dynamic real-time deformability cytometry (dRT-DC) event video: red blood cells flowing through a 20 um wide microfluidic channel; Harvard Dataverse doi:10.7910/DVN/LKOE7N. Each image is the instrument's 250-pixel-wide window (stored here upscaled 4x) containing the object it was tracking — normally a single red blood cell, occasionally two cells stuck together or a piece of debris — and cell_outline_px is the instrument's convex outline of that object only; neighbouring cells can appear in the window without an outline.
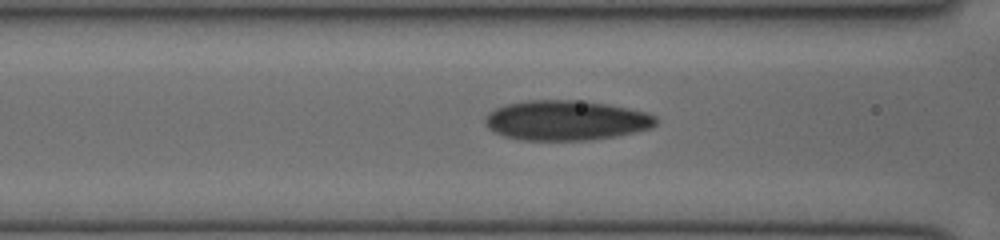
{"species": "human", "species_latin": "Homo sapiens", "temperature_condition": "cold", "stored_images_in_passage": 26, "camera_frame_rate_fps": 3000, "um_per_image_px": 0.085, "donor": {"sex": "female"}, "frame": {"image": 1, "passage_image": 7, "time_ms": 2.0, "image_size_px": [1000, 240], "cell_outline_px": [[656, 124], [652, 128], [616, 136], [584, 140], [524, 140], [504, 136], [492, 132], [484, 124], [484, 120], [488, 112], [504, 104], [528, 100], [576, 100], [608, 104], [628, 108], [644, 112], [656, 116]], "centroid_in_image_um": [48.07, 10.23], "position_along_channel_um": 118.5, "area_um2": 39.82}}
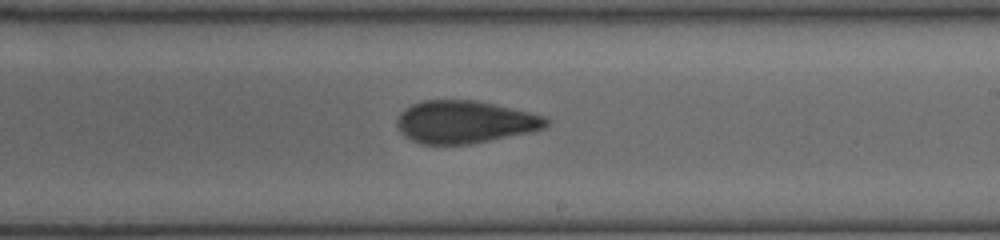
{"frame": {"image": 2, "passage_image": 16, "time_ms": 5.0, "image_size_px": [1000, 240], "cell_outline_px": [[548, 124], [544, 128], [532, 132], [472, 144], [424, 144], [412, 140], [404, 136], [400, 132], [396, 124], [396, 120], [400, 112], [404, 108], [420, 100], [476, 100], [528, 112], [544, 116], [548, 120]], "centroid_in_image_um": [39.47, 10.37], "position_along_channel_um": 249.5, "area_um2": 37.11}}
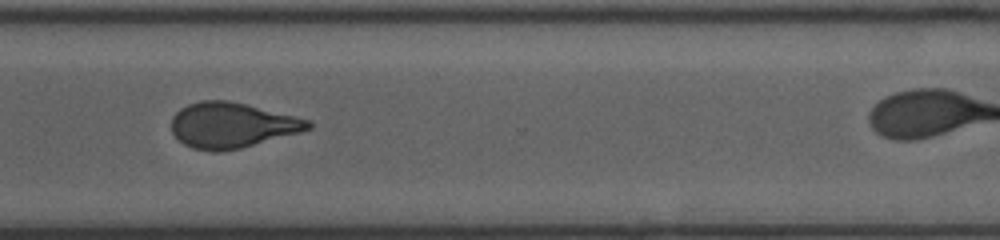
{"frame": {"image": 3, "passage_image": 23, "time_ms": 7.333, "image_size_px": [1000, 240], "cell_outline_px": [[312, 128], [300, 132], [240, 148], [220, 152], [212, 152], [192, 148], [184, 144], [172, 132], [172, 116], [180, 108], [188, 104], [200, 100], [228, 100], [296, 116], [312, 120]], "centroid_in_image_um": [19.7, 10.64], "position_along_channel_um": 350.9, "area_um2": 36.13}}